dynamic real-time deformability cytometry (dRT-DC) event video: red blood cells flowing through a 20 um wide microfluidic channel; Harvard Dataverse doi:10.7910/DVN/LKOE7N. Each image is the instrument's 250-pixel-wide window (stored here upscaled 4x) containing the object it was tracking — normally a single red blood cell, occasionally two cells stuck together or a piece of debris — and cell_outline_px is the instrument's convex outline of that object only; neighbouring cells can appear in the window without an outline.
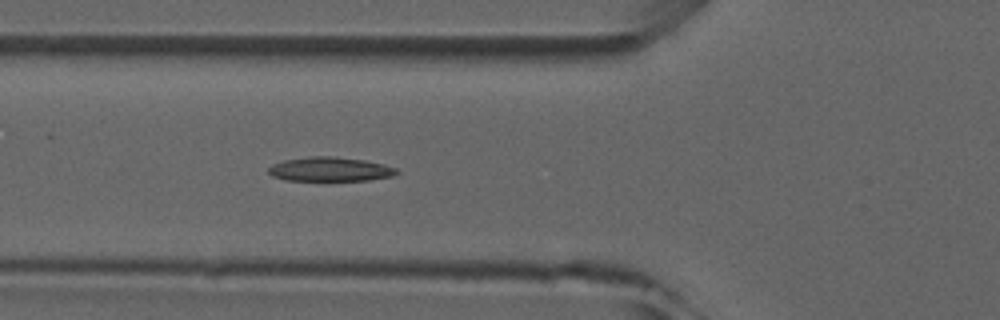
{"species": "common noctule bat (a hibernating species)", "species_latin": "Nyctalus noctula", "temperature_condition": "room temperature", "stored_images_in_passage": 6, "camera_frame_rate_fps": 3000, "um_per_image_px": 0.085, "animal": {"sex": "male", "forearm_length_mm": 52.5}, "frame": {"image": 1, "passage_image": 6, "time_ms": 5.667, "image_size_px": [1000, 320], "cell_outline_px": [[400, 172], [392, 176], [368, 180], [284, 180], [272, 176], [268, 172], [268, 168], [272, 164], [284, 160], [308, 156], [336, 156], [364, 160], [384, 164], [396, 168]], "centroid_in_image_um": [28.04, 14.37], "position_along_channel_um": 97.8, "area_um2": 18.15}}